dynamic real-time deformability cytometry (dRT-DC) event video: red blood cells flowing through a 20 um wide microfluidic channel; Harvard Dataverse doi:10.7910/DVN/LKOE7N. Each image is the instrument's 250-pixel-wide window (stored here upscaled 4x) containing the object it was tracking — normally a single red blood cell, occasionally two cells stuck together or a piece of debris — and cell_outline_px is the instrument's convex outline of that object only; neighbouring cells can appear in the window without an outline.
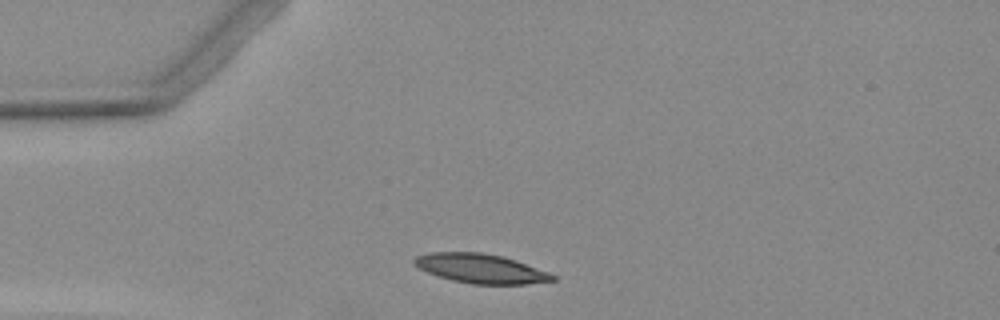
{"species": "Egyptian fruit bat (a non-hibernating species)", "species_latin": "Rousettus aegyptiacus", "temperature_condition": "warm", "stored_images_in_passage": 3, "camera_frame_rate_fps": 3000, "um_per_image_px": 0.085, "animal": {"sex": "female"}, "frame": {"image": 1, "passage_image": 1, "time_ms": 0.0, "image_size_px": [1000, 320], "cell_outline_px": [[556, 280], [524, 284], [472, 284], [452, 280], [428, 272], [412, 264], [412, 260], [416, 256], [428, 252], [484, 252], [504, 256], [516, 260], [548, 272], [556, 276]], "centroid_in_image_um": [40.85, 22.81], "position_along_channel_um": 44.2, "area_um2": 23.64}}
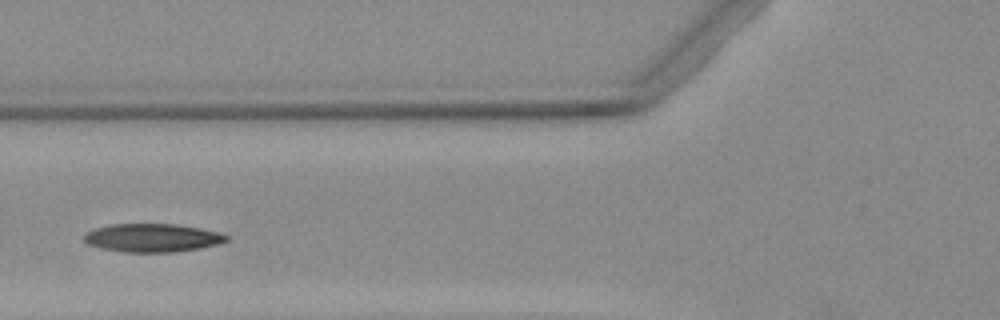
{"frame": {"image": 2, "passage_image": 3, "time_ms": 2.333, "image_size_px": [1000, 320], "cell_outline_px": [[228, 240], [216, 244], [200, 248], [172, 252], [124, 252], [100, 248], [88, 244], [84, 240], [84, 232], [108, 224], [176, 224], [200, 228], [216, 232], [228, 236]], "centroid_in_image_um": [12.89, 20.21], "position_along_channel_um": 112.9, "area_um2": 23.41}}